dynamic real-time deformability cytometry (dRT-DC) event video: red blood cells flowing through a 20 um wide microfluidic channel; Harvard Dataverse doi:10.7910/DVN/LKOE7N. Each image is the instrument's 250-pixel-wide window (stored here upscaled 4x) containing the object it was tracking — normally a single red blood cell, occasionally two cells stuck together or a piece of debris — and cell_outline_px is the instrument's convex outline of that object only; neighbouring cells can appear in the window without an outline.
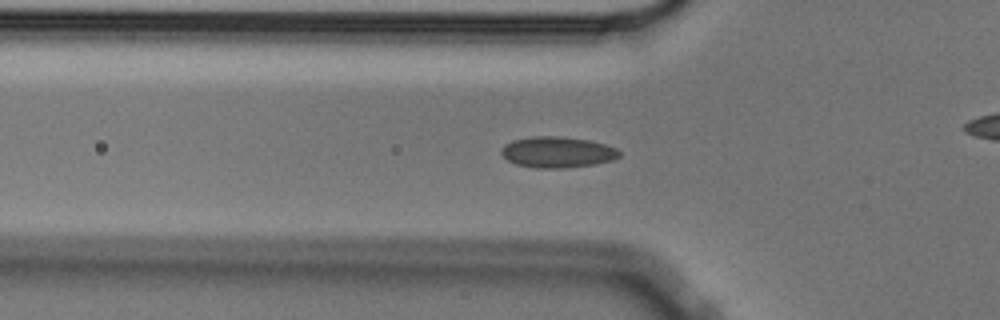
{"species": "Egyptian fruit bat (a non-hibernating species)", "species_latin": "Rousettus aegyptiacus", "temperature_condition": "cold", "stored_images_in_passage": 56, "camera_frame_rate_fps": 3000, "um_per_image_px": 0.085, "animal": {"sex": "male"}, "frame": {"image": 1, "passage_image": 18, "time_ms": 5.667, "image_size_px": [1000, 320], "cell_outline_px": [[620, 156], [612, 160], [596, 164], [564, 168], [536, 168], [516, 164], [508, 160], [500, 152], [500, 148], [504, 144], [512, 140], [532, 136], [556, 136], [588, 140], [604, 144], [616, 148], [620, 152]], "centroid_in_image_um": [47.35, 12.93], "position_along_channel_um": 78.4, "area_um2": 21.33}}
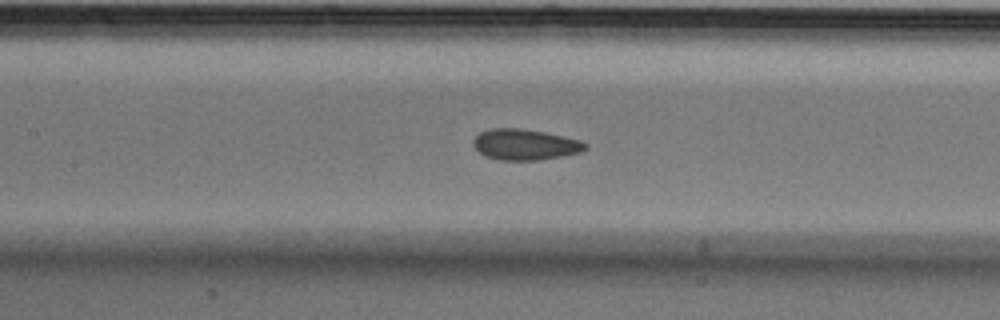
{"frame": {"image": 2, "passage_image": 25, "time_ms": 8.0, "image_size_px": [1000, 320], "cell_outline_px": [[588, 148], [580, 152], [564, 156], [540, 160], [500, 160], [484, 156], [472, 144], [472, 140], [480, 132], [488, 128], [520, 128], [544, 132], [580, 140], [588, 144]], "centroid_in_image_um": [44.62, 12.29], "position_along_channel_um": 162.8, "area_um2": 20.29}}
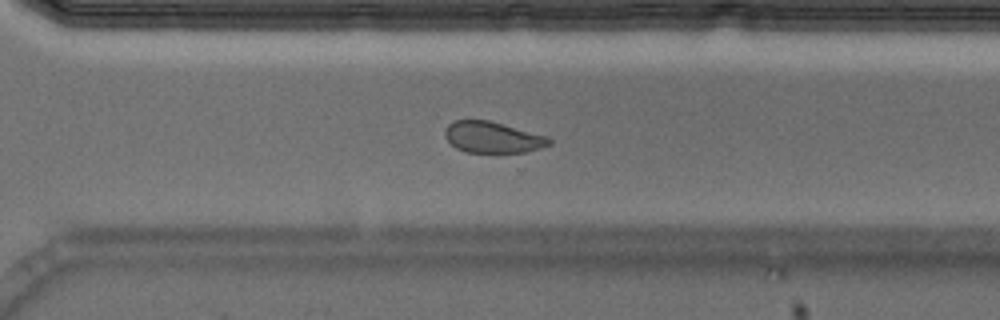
{"frame": {"image": 3, "passage_image": 39, "time_ms": 12.667, "image_size_px": [1000, 320], "cell_outline_px": [[552, 144], [540, 148], [524, 152], [464, 152], [456, 148], [444, 136], [444, 132], [448, 124], [452, 120], [488, 120], [548, 136], [552, 140]], "centroid_in_image_um": [41.87, 11.66], "position_along_channel_um": 328.7, "area_um2": 18.96}, "authors_computed_cell_mechanics": {"area_um2": 20.4612, "velocity_mm_per_s": 3.5677, "shape_relaxation_time_tau1_ms": 7.9342, "shape_relaxation_time_tau2_ms": 2.6219, "deformation_change_tau1": 0.0989, "deformation_change_tau2": 0.0678}}